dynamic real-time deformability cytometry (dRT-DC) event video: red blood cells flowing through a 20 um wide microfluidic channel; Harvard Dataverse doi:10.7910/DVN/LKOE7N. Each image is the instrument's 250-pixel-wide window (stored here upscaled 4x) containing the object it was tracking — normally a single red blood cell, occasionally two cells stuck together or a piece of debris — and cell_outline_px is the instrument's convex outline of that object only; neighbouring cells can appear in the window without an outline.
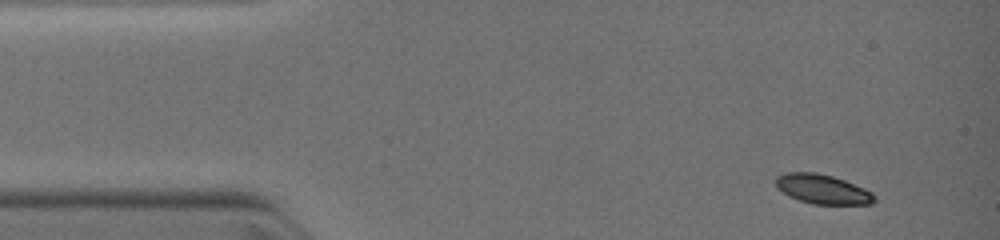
{"species": "common noctule bat (a hibernating species)", "species_latin": "Nyctalus noctula", "temperature_condition": "warm", "stored_images_in_passage": 3, "camera_frame_rate_fps": 3000, "um_per_image_px": 0.085, "animal": {"sex": "female", "body_mass_g": 19.0, "forearm_length_mm": 51.5}, "frame": {"image": 1, "passage_image": 1, "time_ms": 0.0, "image_size_px": [1000, 240], "cell_outline_px": [[876, 200], [872, 204], [812, 204], [788, 196], [776, 188], [776, 176], [784, 172], [816, 172], [832, 176], [844, 180], [864, 188], [872, 192], [876, 196]], "centroid_in_image_um": [69.9, 16.07], "position_along_channel_um": 15.1, "area_um2": 17.05}}
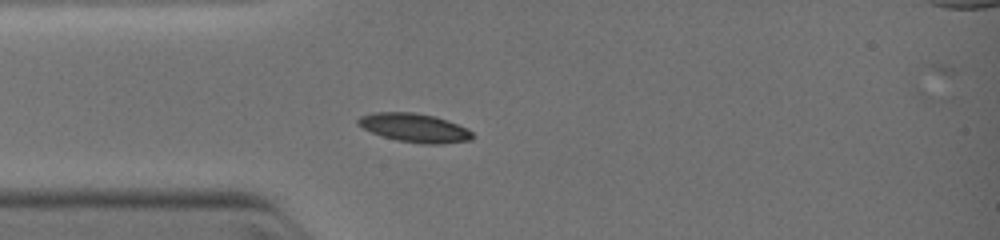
{"frame": {"image": 2, "passage_image": 3, "time_ms": 2.333, "image_size_px": [1000, 240], "cell_outline_px": [[472, 140], [440, 144], [420, 144], [396, 140], [372, 132], [356, 124], [356, 120], [360, 116], [376, 112], [412, 112], [436, 116], [468, 128], [472, 132]], "centroid_in_image_um": [35.24, 10.86], "position_along_channel_um": 49.8, "area_um2": 19.19}}